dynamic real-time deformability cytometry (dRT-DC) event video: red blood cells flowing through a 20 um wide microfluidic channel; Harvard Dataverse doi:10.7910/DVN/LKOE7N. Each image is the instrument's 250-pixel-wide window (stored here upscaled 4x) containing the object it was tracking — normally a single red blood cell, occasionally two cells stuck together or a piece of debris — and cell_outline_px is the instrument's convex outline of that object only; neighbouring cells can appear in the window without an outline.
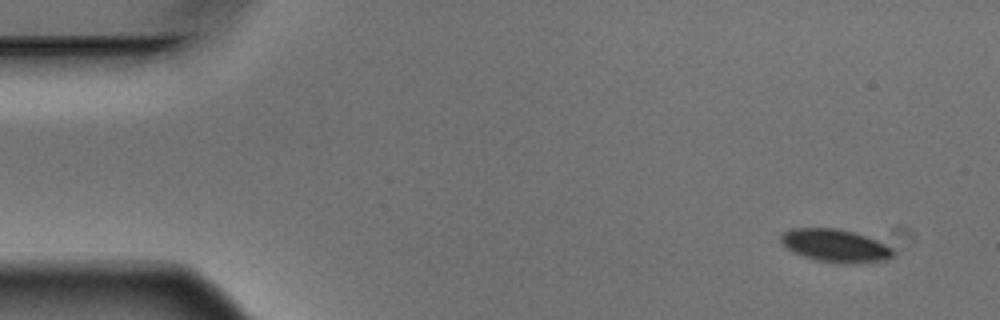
{"species": "Egyptian fruit bat (a non-hibernating species)", "species_latin": "Rousettus aegyptiacus", "temperature_condition": "warm", "stored_images_in_passage": 5, "camera_frame_rate_fps": 3000, "um_per_image_px": 0.085, "animal": {"sex": "male"}, "frame": {"image": 1, "passage_image": 1, "time_ms": 0.0, "image_size_px": [1000, 320], "cell_outline_px": [[892, 256], [888, 260], [856, 264], [840, 264], [816, 260], [800, 256], [792, 252], [780, 240], [780, 236], [784, 232], [792, 228], [836, 228], [852, 232], [876, 240], [892, 248]], "centroid_in_image_um": [70.98, 20.9], "position_along_channel_um": 14.0, "area_um2": 21.56}}
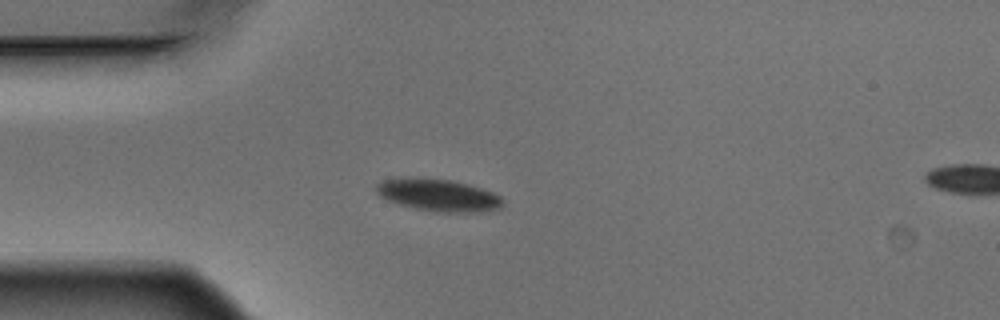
{"frame": {"image": 2, "passage_image": 4, "time_ms": 1.0, "image_size_px": [1000, 320], "cell_outline_px": [[504, 204], [500, 208], [484, 212], [432, 212], [400, 204], [388, 200], [380, 196], [376, 192], [376, 184], [384, 180], [452, 180], [468, 184], [492, 192], [500, 196], [504, 200]], "centroid_in_image_um": [37.35, 16.64], "position_along_channel_um": 47.6, "area_um2": 23.0}}